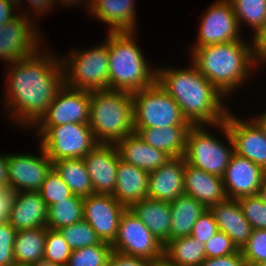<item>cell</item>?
Masks as SVG:
<instances>
[{"label": "cell", "mask_w": 266, "mask_h": 266, "mask_svg": "<svg viewBox=\"0 0 266 266\" xmlns=\"http://www.w3.org/2000/svg\"><path fill=\"white\" fill-rule=\"evenodd\" d=\"M49 48L45 45L35 54L4 66L1 102L5 108L4 116L13 124L11 127L20 126L21 130L29 131L64 86L60 56Z\"/></svg>", "instance_id": "cell-1"}, {"label": "cell", "mask_w": 266, "mask_h": 266, "mask_svg": "<svg viewBox=\"0 0 266 266\" xmlns=\"http://www.w3.org/2000/svg\"><path fill=\"white\" fill-rule=\"evenodd\" d=\"M189 62L187 67L157 65L156 82L178 103L191 125L223 122L231 102L227 105L229 100Z\"/></svg>", "instance_id": "cell-2"}, {"label": "cell", "mask_w": 266, "mask_h": 266, "mask_svg": "<svg viewBox=\"0 0 266 266\" xmlns=\"http://www.w3.org/2000/svg\"><path fill=\"white\" fill-rule=\"evenodd\" d=\"M189 56L199 72L228 100L234 99L233 96H237L236 93L241 92V87L247 82L252 84L250 81L255 73L260 74L266 65L258 57L251 37L248 41L243 39L197 47Z\"/></svg>", "instance_id": "cell-3"}, {"label": "cell", "mask_w": 266, "mask_h": 266, "mask_svg": "<svg viewBox=\"0 0 266 266\" xmlns=\"http://www.w3.org/2000/svg\"><path fill=\"white\" fill-rule=\"evenodd\" d=\"M138 32H108L109 89L130 93L156 82V66L138 45Z\"/></svg>", "instance_id": "cell-4"}, {"label": "cell", "mask_w": 266, "mask_h": 266, "mask_svg": "<svg viewBox=\"0 0 266 266\" xmlns=\"http://www.w3.org/2000/svg\"><path fill=\"white\" fill-rule=\"evenodd\" d=\"M132 93L121 90L90 91V126L98 144H116L135 132Z\"/></svg>", "instance_id": "cell-5"}, {"label": "cell", "mask_w": 266, "mask_h": 266, "mask_svg": "<svg viewBox=\"0 0 266 266\" xmlns=\"http://www.w3.org/2000/svg\"><path fill=\"white\" fill-rule=\"evenodd\" d=\"M220 131L223 139L215 134ZM233 153V142L224 121L215 125H192L189 128L184 154L189 165L223 177Z\"/></svg>", "instance_id": "cell-6"}, {"label": "cell", "mask_w": 266, "mask_h": 266, "mask_svg": "<svg viewBox=\"0 0 266 266\" xmlns=\"http://www.w3.org/2000/svg\"><path fill=\"white\" fill-rule=\"evenodd\" d=\"M105 40L85 48L72 47L61 54L64 85L72 89L96 91L109 89L108 32Z\"/></svg>", "instance_id": "cell-7"}, {"label": "cell", "mask_w": 266, "mask_h": 266, "mask_svg": "<svg viewBox=\"0 0 266 266\" xmlns=\"http://www.w3.org/2000/svg\"><path fill=\"white\" fill-rule=\"evenodd\" d=\"M30 131H34V137L40 141L38 145L46 151L52 162L83 158L98 144L88 124L33 126Z\"/></svg>", "instance_id": "cell-8"}, {"label": "cell", "mask_w": 266, "mask_h": 266, "mask_svg": "<svg viewBox=\"0 0 266 266\" xmlns=\"http://www.w3.org/2000/svg\"><path fill=\"white\" fill-rule=\"evenodd\" d=\"M134 128L192 126L178 103L157 82L132 93Z\"/></svg>", "instance_id": "cell-9"}, {"label": "cell", "mask_w": 266, "mask_h": 266, "mask_svg": "<svg viewBox=\"0 0 266 266\" xmlns=\"http://www.w3.org/2000/svg\"><path fill=\"white\" fill-rule=\"evenodd\" d=\"M112 251L131 257L158 262L163 259L161 243L130 208H126L119 220Z\"/></svg>", "instance_id": "cell-10"}, {"label": "cell", "mask_w": 266, "mask_h": 266, "mask_svg": "<svg viewBox=\"0 0 266 266\" xmlns=\"http://www.w3.org/2000/svg\"><path fill=\"white\" fill-rule=\"evenodd\" d=\"M198 24L196 42L186 54L197 47L245 39L229 0H215L203 11Z\"/></svg>", "instance_id": "cell-11"}, {"label": "cell", "mask_w": 266, "mask_h": 266, "mask_svg": "<svg viewBox=\"0 0 266 266\" xmlns=\"http://www.w3.org/2000/svg\"><path fill=\"white\" fill-rule=\"evenodd\" d=\"M43 40L46 41L36 20L19 14L0 25V60L7 65L33 55L45 46Z\"/></svg>", "instance_id": "cell-12"}, {"label": "cell", "mask_w": 266, "mask_h": 266, "mask_svg": "<svg viewBox=\"0 0 266 266\" xmlns=\"http://www.w3.org/2000/svg\"><path fill=\"white\" fill-rule=\"evenodd\" d=\"M246 117L242 118L230 109L224 120L233 142L234 153L251 160L266 171V127L255 114Z\"/></svg>", "instance_id": "cell-13"}, {"label": "cell", "mask_w": 266, "mask_h": 266, "mask_svg": "<svg viewBox=\"0 0 266 266\" xmlns=\"http://www.w3.org/2000/svg\"><path fill=\"white\" fill-rule=\"evenodd\" d=\"M39 155L32 152H8L9 188L14 191H39L53 162L39 145Z\"/></svg>", "instance_id": "cell-14"}, {"label": "cell", "mask_w": 266, "mask_h": 266, "mask_svg": "<svg viewBox=\"0 0 266 266\" xmlns=\"http://www.w3.org/2000/svg\"><path fill=\"white\" fill-rule=\"evenodd\" d=\"M89 120L90 91L72 89L64 85L57 92L46 113L34 126L88 124Z\"/></svg>", "instance_id": "cell-15"}, {"label": "cell", "mask_w": 266, "mask_h": 266, "mask_svg": "<svg viewBox=\"0 0 266 266\" xmlns=\"http://www.w3.org/2000/svg\"><path fill=\"white\" fill-rule=\"evenodd\" d=\"M127 207L111 194H93L83 198V219L102 241L112 243L116 238L120 217Z\"/></svg>", "instance_id": "cell-16"}, {"label": "cell", "mask_w": 266, "mask_h": 266, "mask_svg": "<svg viewBox=\"0 0 266 266\" xmlns=\"http://www.w3.org/2000/svg\"><path fill=\"white\" fill-rule=\"evenodd\" d=\"M266 171L251 160L233 153L222 177L227 198L238 200L258 195Z\"/></svg>", "instance_id": "cell-17"}, {"label": "cell", "mask_w": 266, "mask_h": 266, "mask_svg": "<svg viewBox=\"0 0 266 266\" xmlns=\"http://www.w3.org/2000/svg\"><path fill=\"white\" fill-rule=\"evenodd\" d=\"M94 194H113L115 191L119 152L115 144H97L83 157Z\"/></svg>", "instance_id": "cell-18"}, {"label": "cell", "mask_w": 266, "mask_h": 266, "mask_svg": "<svg viewBox=\"0 0 266 266\" xmlns=\"http://www.w3.org/2000/svg\"><path fill=\"white\" fill-rule=\"evenodd\" d=\"M136 0H91L87 13L106 24V32H137Z\"/></svg>", "instance_id": "cell-19"}, {"label": "cell", "mask_w": 266, "mask_h": 266, "mask_svg": "<svg viewBox=\"0 0 266 266\" xmlns=\"http://www.w3.org/2000/svg\"><path fill=\"white\" fill-rule=\"evenodd\" d=\"M184 156L173 157L155 171L149 172L148 198L172 202L184 193Z\"/></svg>", "instance_id": "cell-20"}, {"label": "cell", "mask_w": 266, "mask_h": 266, "mask_svg": "<svg viewBox=\"0 0 266 266\" xmlns=\"http://www.w3.org/2000/svg\"><path fill=\"white\" fill-rule=\"evenodd\" d=\"M48 206L39 191L16 192L8 217L10 225L16 229L47 227Z\"/></svg>", "instance_id": "cell-21"}, {"label": "cell", "mask_w": 266, "mask_h": 266, "mask_svg": "<svg viewBox=\"0 0 266 266\" xmlns=\"http://www.w3.org/2000/svg\"><path fill=\"white\" fill-rule=\"evenodd\" d=\"M217 223L218 230L227 234L238 250L249 240L253 231L238 200L226 198L209 208Z\"/></svg>", "instance_id": "cell-22"}, {"label": "cell", "mask_w": 266, "mask_h": 266, "mask_svg": "<svg viewBox=\"0 0 266 266\" xmlns=\"http://www.w3.org/2000/svg\"><path fill=\"white\" fill-rule=\"evenodd\" d=\"M184 193L207 209L227 198L222 177L195 168L185 161Z\"/></svg>", "instance_id": "cell-23"}, {"label": "cell", "mask_w": 266, "mask_h": 266, "mask_svg": "<svg viewBox=\"0 0 266 266\" xmlns=\"http://www.w3.org/2000/svg\"><path fill=\"white\" fill-rule=\"evenodd\" d=\"M116 148L120 159L147 172H152L165 164L171 157L158 150L134 132L118 141Z\"/></svg>", "instance_id": "cell-24"}, {"label": "cell", "mask_w": 266, "mask_h": 266, "mask_svg": "<svg viewBox=\"0 0 266 266\" xmlns=\"http://www.w3.org/2000/svg\"><path fill=\"white\" fill-rule=\"evenodd\" d=\"M149 172L119 160L115 191L112 196L129 208L148 197Z\"/></svg>", "instance_id": "cell-25"}, {"label": "cell", "mask_w": 266, "mask_h": 266, "mask_svg": "<svg viewBox=\"0 0 266 266\" xmlns=\"http://www.w3.org/2000/svg\"><path fill=\"white\" fill-rule=\"evenodd\" d=\"M152 234L163 244L170 240V202L143 198L129 207Z\"/></svg>", "instance_id": "cell-26"}, {"label": "cell", "mask_w": 266, "mask_h": 266, "mask_svg": "<svg viewBox=\"0 0 266 266\" xmlns=\"http://www.w3.org/2000/svg\"><path fill=\"white\" fill-rule=\"evenodd\" d=\"M190 127L168 126L163 128H134V130L143 141L173 158L184 156L186 136Z\"/></svg>", "instance_id": "cell-27"}, {"label": "cell", "mask_w": 266, "mask_h": 266, "mask_svg": "<svg viewBox=\"0 0 266 266\" xmlns=\"http://www.w3.org/2000/svg\"><path fill=\"white\" fill-rule=\"evenodd\" d=\"M206 210L202 203L186 194L170 202V240L191 235L194 224Z\"/></svg>", "instance_id": "cell-28"}, {"label": "cell", "mask_w": 266, "mask_h": 266, "mask_svg": "<svg viewBox=\"0 0 266 266\" xmlns=\"http://www.w3.org/2000/svg\"><path fill=\"white\" fill-rule=\"evenodd\" d=\"M205 259V244L190 235L169 240L164 244L163 260L168 264L199 266Z\"/></svg>", "instance_id": "cell-29"}, {"label": "cell", "mask_w": 266, "mask_h": 266, "mask_svg": "<svg viewBox=\"0 0 266 266\" xmlns=\"http://www.w3.org/2000/svg\"><path fill=\"white\" fill-rule=\"evenodd\" d=\"M47 227L24 229L16 232L15 263L38 265L43 262Z\"/></svg>", "instance_id": "cell-30"}, {"label": "cell", "mask_w": 266, "mask_h": 266, "mask_svg": "<svg viewBox=\"0 0 266 266\" xmlns=\"http://www.w3.org/2000/svg\"><path fill=\"white\" fill-rule=\"evenodd\" d=\"M53 169L70 188L73 195L82 198L93 195V186L83 158L62 159L53 162Z\"/></svg>", "instance_id": "cell-31"}, {"label": "cell", "mask_w": 266, "mask_h": 266, "mask_svg": "<svg viewBox=\"0 0 266 266\" xmlns=\"http://www.w3.org/2000/svg\"><path fill=\"white\" fill-rule=\"evenodd\" d=\"M239 27L244 33V26L249 27L251 38L254 39L264 28L266 23V0H229Z\"/></svg>", "instance_id": "cell-32"}, {"label": "cell", "mask_w": 266, "mask_h": 266, "mask_svg": "<svg viewBox=\"0 0 266 266\" xmlns=\"http://www.w3.org/2000/svg\"><path fill=\"white\" fill-rule=\"evenodd\" d=\"M83 219V198L72 195L48 207L47 228L60 230Z\"/></svg>", "instance_id": "cell-33"}, {"label": "cell", "mask_w": 266, "mask_h": 266, "mask_svg": "<svg viewBox=\"0 0 266 266\" xmlns=\"http://www.w3.org/2000/svg\"><path fill=\"white\" fill-rule=\"evenodd\" d=\"M112 253L111 243L99 244L72 250L66 266H106Z\"/></svg>", "instance_id": "cell-34"}, {"label": "cell", "mask_w": 266, "mask_h": 266, "mask_svg": "<svg viewBox=\"0 0 266 266\" xmlns=\"http://www.w3.org/2000/svg\"><path fill=\"white\" fill-rule=\"evenodd\" d=\"M59 231L72 250L96 245L102 242L97 233L84 219L70 226L63 227Z\"/></svg>", "instance_id": "cell-35"}, {"label": "cell", "mask_w": 266, "mask_h": 266, "mask_svg": "<svg viewBox=\"0 0 266 266\" xmlns=\"http://www.w3.org/2000/svg\"><path fill=\"white\" fill-rule=\"evenodd\" d=\"M72 249L59 230L47 228L43 262L66 266Z\"/></svg>", "instance_id": "cell-36"}, {"label": "cell", "mask_w": 266, "mask_h": 266, "mask_svg": "<svg viewBox=\"0 0 266 266\" xmlns=\"http://www.w3.org/2000/svg\"><path fill=\"white\" fill-rule=\"evenodd\" d=\"M39 193L48 207L57 201L66 200L73 195L70 188L53 168L46 175Z\"/></svg>", "instance_id": "cell-37"}, {"label": "cell", "mask_w": 266, "mask_h": 266, "mask_svg": "<svg viewBox=\"0 0 266 266\" xmlns=\"http://www.w3.org/2000/svg\"><path fill=\"white\" fill-rule=\"evenodd\" d=\"M240 251L246 266H256L266 260V230L254 229Z\"/></svg>", "instance_id": "cell-38"}, {"label": "cell", "mask_w": 266, "mask_h": 266, "mask_svg": "<svg viewBox=\"0 0 266 266\" xmlns=\"http://www.w3.org/2000/svg\"><path fill=\"white\" fill-rule=\"evenodd\" d=\"M245 218L254 229L266 230V204L258 195L238 199Z\"/></svg>", "instance_id": "cell-39"}, {"label": "cell", "mask_w": 266, "mask_h": 266, "mask_svg": "<svg viewBox=\"0 0 266 266\" xmlns=\"http://www.w3.org/2000/svg\"><path fill=\"white\" fill-rule=\"evenodd\" d=\"M237 247L231 238L222 231H218L205 243L206 258H218L236 253Z\"/></svg>", "instance_id": "cell-40"}, {"label": "cell", "mask_w": 266, "mask_h": 266, "mask_svg": "<svg viewBox=\"0 0 266 266\" xmlns=\"http://www.w3.org/2000/svg\"><path fill=\"white\" fill-rule=\"evenodd\" d=\"M17 230L9 222L0 224V266L15 263L14 242Z\"/></svg>", "instance_id": "cell-41"}, {"label": "cell", "mask_w": 266, "mask_h": 266, "mask_svg": "<svg viewBox=\"0 0 266 266\" xmlns=\"http://www.w3.org/2000/svg\"><path fill=\"white\" fill-rule=\"evenodd\" d=\"M218 231L213 214L207 209L194 224L190 236L205 244Z\"/></svg>", "instance_id": "cell-42"}, {"label": "cell", "mask_w": 266, "mask_h": 266, "mask_svg": "<svg viewBox=\"0 0 266 266\" xmlns=\"http://www.w3.org/2000/svg\"><path fill=\"white\" fill-rule=\"evenodd\" d=\"M25 1L21 0L20 7L18 8L19 14L33 18L34 20H36V22L37 19L38 21L40 19L38 17L40 16L43 17L44 15H48L50 11L53 12V10L51 9H53L56 5L55 0H25ZM23 2H25L26 5L28 4V6H26Z\"/></svg>", "instance_id": "cell-43"}, {"label": "cell", "mask_w": 266, "mask_h": 266, "mask_svg": "<svg viewBox=\"0 0 266 266\" xmlns=\"http://www.w3.org/2000/svg\"><path fill=\"white\" fill-rule=\"evenodd\" d=\"M156 262L112 251L106 266H155Z\"/></svg>", "instance_id": "cell-44"}, {"label": "cell", "mask_w": 266, "mask_h": 266, "mask_svg": "<svg viewBox=\"0 0 266 266\" xmlns=\"http://www.w3.org/2000/svg\"><path fill=\"white\" fill-rule=\"evenodd\" d=\"M199 266H246L245 260L238 250L236 253L218 258H206Z\"/></svg>", "instance_id": "cell-45"}, {"label": "cell", "mask_w": 266, "mask_h": 266, "mask_svg": "<svg viewBox=\"0 0 266 266\" xmlns=\"http://www.w3.org/2000/svg\"><path fill=\"white\" fill-rule=\"evenodd\" d=\"M15 194L12 188L0 189V224L8 222Z\"/></svg>", "instance_id": "cell-46"}, {"label": "cell", "mask_w": 266, "mask_h": 266, "mask_svg": "<svg viewBox=\"0 0 266 266\" xmlns=\"http://www.w3.org/2000/svg\"><path fill=\"white\" fill-rule=\"evenodd\" d=\"M19 15L18 8L13 4L0 0V25L15 19Z\"/></svg>", "instance_id": "cell-47"}, {"label": "cell", "mask_w": 266, "mask_h": 266, "mask_svg": "<svg viewBox=\"0 0 266 266\" xmlns=\"http://www.w3.org/2000/svg\"><path fill=\"white\" fill-rule=\"evenodd\" d=\"M258 57L266 64V23L261 32L253 39Z\"/></svg>", "instance_id": "cell-48"}, {"label": "cell", "mask_w": 266, "mask_h": 266, "mask_svg": "<svg viewBox=\"0 0 266 266\" xmlns=\"http://www.w3.org/2000/svg\"><path fill=\"white\" fill-rule=\"evenodd\" d=\"M8 152L0 153V189L9 188Z\"/></svg>", "instance_id": "cell-49"}, {"label": "cell", "mask_w": 266, "mask_h": 266, "mask_svg": "<svg viewBox=\"0 0 266 266\" xmlns=\"http://www.w3.org/2000/svg\"><path fill=\"white\" fill-rule=\"evenodd\" d=\"M55 2H56V5H60L59 8L65 7V9L68 7L70 9L71 6L72 8H75V7H79L80 5L81 6L84 5L83 8H86V11H87L91 3V0H55Z\"/></svg>", "instance_id": "cell-50"}, {"label": "cell", "mask_w": 266, "mask_h": 266, "mask_svg": "<svg viewBox=\"0 0 266 266\" xmlns=\"http://www.w3.org/2000/svg\"><path fill=\"white\" fill-rule=\"evenodd\" d=\"M258 196L262 199V201L266 204V176L259 188Z\"/></svg>", "instance_id": "cell-51"}, {"label": "cell", "mask_w": 266, "mask_h": 266, "mask_svg": "<svg viewBox=\"0 0 266 266\" xmlns=\"http://www.w3.org/2000/svg\"><path fill=\"white\" fill-rule=\"evenodd\" d=\"M263 112L259 113L257 112V115H255L260 121L261 123L266 127V110L262 109Z\"/></svg>", "instance_id": "cell-52"}, {"label": "cell", "mask_w": 266, "mask_h": 266, "mask_svg": "<svg viewBox=\"0 0 266 266\" xmlns=\"http://www.w3.org/2000/svg\"><path fill=\"white\" fill-rule=\"evenodd\" d=\"M5 1L13 4L17 8H19L20 7V4H21V0H5Z\"/></svg>", "instance_id": "cell-53"}, {"label": "cell", "mask_w": 266, "mask_h": 266, "mask_svg": "<svg viewBox=\"0 0 266 266\" xmlns=\"http://www.w3.org/2000/svg\"><path fill=\"white\" fill-rule=\"evenodd\" d=\"M155 266H174V265H171V264H168L166 261H164L163 259L158 261Z\"/></svg>", "instance_id": "cell-54"}, {"label": "cell", "mask_w": 266, "mask_h": 266, "mask_svg": "<svg viewBox=\"0 0 266 266\" xmlns=\"http://www.w3.org/2000/svg\"><path fill=\"white\" fill-rule=\"evenodd\" d=\"M35 266H59V265L48 264V263H45V262H41V263H39L38 265H35Z\"/></svg>", "instance_id": "cell-55"}, {"label": "cell", "mask_w": 266, "mask_h": 266, "mask_svg": "<svg viewBox=\"0 0 266 266\" xmlns=\"http://www.w3.org/2000/svg\"><path fill=\"white\" fill-rule=\"evenodd\" d=\"M10 266H35V265H31V264H22V263H13Z\"/></svg>", "instance_id": "cell-56"}, {"label": "cell", "mask_w": 266, "mask_h": 266, "mask_svg": "<svg viewBox=\"0 0 266 266\" xmlns=\"http://www.w3.org/2000/svg\"><path fill=\"white\" fill-rule=\"evenodd\" d=\"M256 266H266V260L260 262V263L257 264Z\"/></svg>", "instance_id": "cell-57"}]
</instances>
